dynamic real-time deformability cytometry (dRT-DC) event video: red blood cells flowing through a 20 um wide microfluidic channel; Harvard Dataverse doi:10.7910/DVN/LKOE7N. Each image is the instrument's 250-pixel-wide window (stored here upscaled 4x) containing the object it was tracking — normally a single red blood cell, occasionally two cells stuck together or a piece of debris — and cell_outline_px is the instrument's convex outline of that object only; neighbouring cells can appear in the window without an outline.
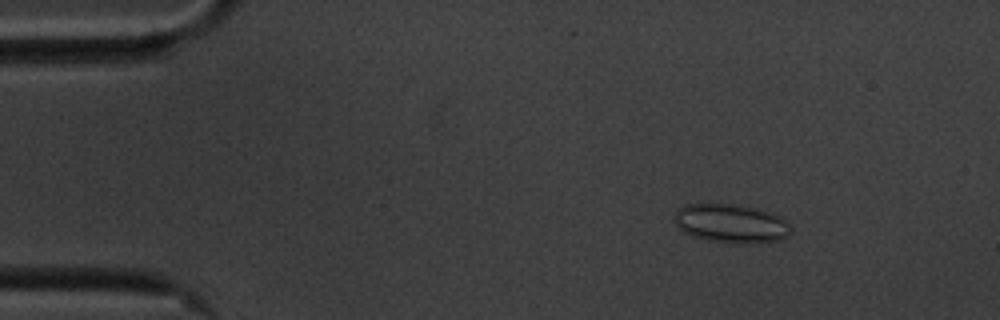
{"species": "common noctule bat (a hibernating species)", "species_latin": "Nyctalus noctula", "temperature_condition": "cold", "stored_images_in_passage": 52, "camera_frame_rate_fps": 3000, "um_per_image_px": 0.085, "animal": {"sex": "male", "body_mass_g": 20.1, "forearm_length_mm": 53.5}, "frame": {"image": 1, "passage_image": 3, "time_ms": 0.667, "image_size_px": [1000, 320], "cell_outline_px": [[792, 228], [788, 236], [776, 240], [708, 240], [692, 236], [684, 232], [672, 220], [676, 212], [680, 208], [688, 204], [732, 204], [756, 208], [780, 216]], "centroid_in_image_um": [62.08, 18.93], "position_along_channel_um": 22.9, "area_um2": 25.09}}
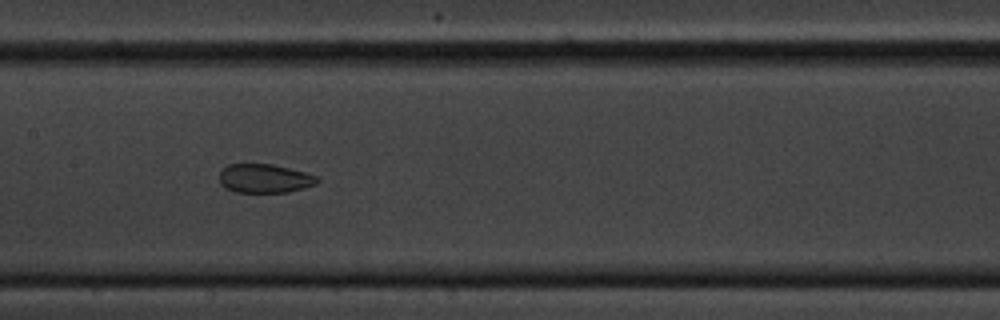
{"frame": {"image": 2, "passage_image": 23, "time_ms": 7.333, "image_size_px": [1000, 320], "cell_outline_px": [[320, 180], [316, 184], [304, 188], [288, 192], [236, 192], [224, 188], [220, 184], [220, 172], [228, 164], [272, 164], [304, 172], [316, 176]], "centroid_in_image_um": [22.48, 15.17], "position_along_channel_um": 184.9, "area_um2": 16.42}}
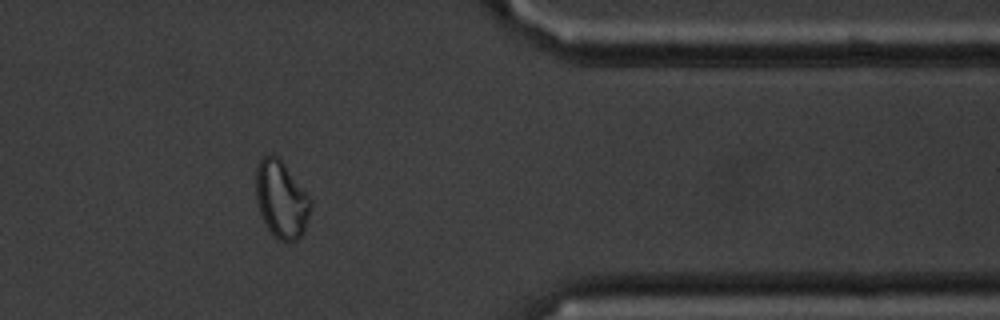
{"frame": {"image": 3, "passage_image": 42, "time_ms": 13.667, "image_size_px": [1000, 320], "cell_outline_px": [[312, 208], [304, 232], [296, 240], [280, 240], [268, 228], [260, 212], [256, 200], [256, 168], [260, 156], [276, 156], [284, 164], [312, 200]], "centroid_in_image_um": [23.92, 16.94], "position_along_channel_um": 387.5, "area_um2": 24.28}, "authors_computed_cell_mechanics": {"area_um2": 20.0855, "velocity_mm_per_s": 3.4821, "shape_relaxation_time_tau1_ms": null, "shape_relaxation_time_tau2_ms": 1.4182, "deformation_change_tau1": null, "deformation_change_tau2": 0.0477}}